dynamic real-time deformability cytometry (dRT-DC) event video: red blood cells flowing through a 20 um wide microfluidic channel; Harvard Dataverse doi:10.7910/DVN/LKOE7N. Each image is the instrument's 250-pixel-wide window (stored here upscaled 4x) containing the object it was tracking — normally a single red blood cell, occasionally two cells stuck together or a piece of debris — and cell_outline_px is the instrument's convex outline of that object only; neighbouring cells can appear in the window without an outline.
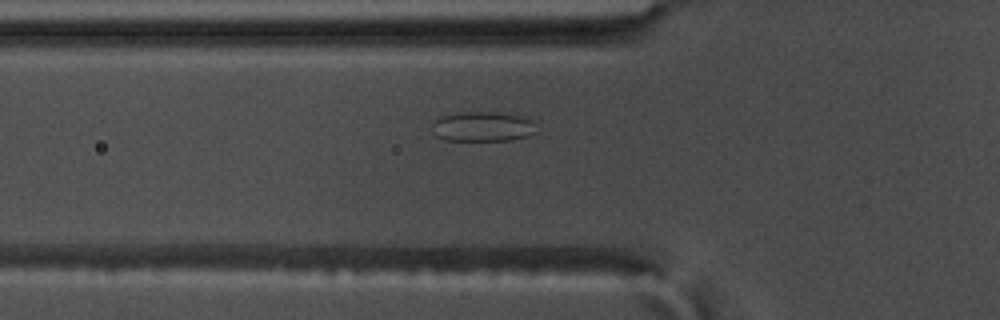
{"species": "common noctule bat (a hibernating species)", "species_latin": "Nyctalus noctula", "temperature_condition": "warm", "stored_images_in_passage": 41, "segment_of_instrument_passage": [1, 2], "camera_frame_rate_fps": 3000, "um_per_image_px": 0.085, "animal": {"sex": "male", "body_mass_g": 17.5, "forearm_length_mm": 52.3}, "frame": {"image": 1, "passage_image": 3, "time_ms": 0.667, "image_size_px": [1000, 320], "cell_outline_px": [[540, 132], [528, 136], [512, 140], [444, 140], [436, 136], [432, 124], [440, 116], [460, 112], [500, 112], [524, 116], [532, 120]], "centroid_in_image_um": [41.11, 10.75], "position_along_channel_um": 84.7, "area_um2": 18.44}}
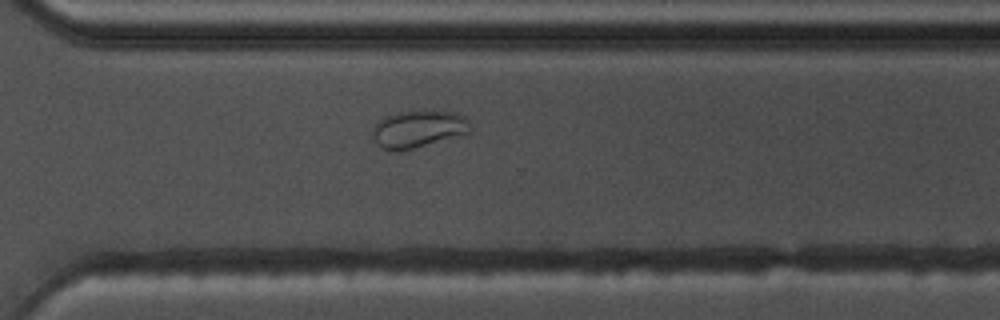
{"frame": {"image": 2, "passage_image": 24, "time_ms": 7.667, "image_size_px": [1000, 320], "cell_outline_px": [[472, 128], [468, 132], [412, 148], [384, 148], [376, 144], [372, 136], [372, 128], [384, 116], [396, 112], [456, 112], [464, 116], [468, 120]], "centroid_in_image_um": [35.53, 10.93], "position_along_channel_um": 335.1, "area_um2": 20.23}}
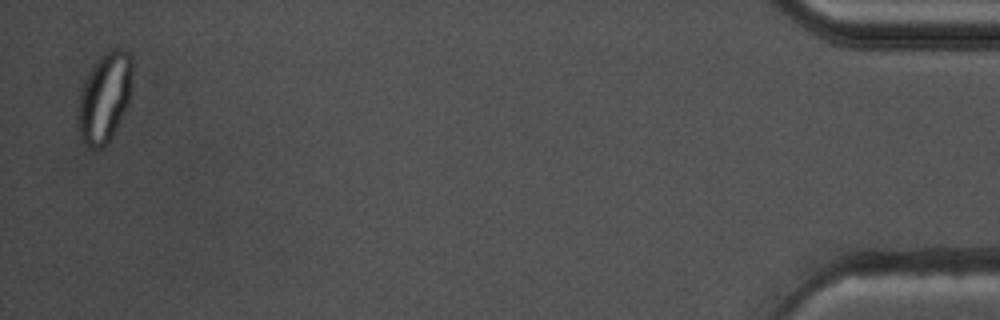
{"frame": {"image": 3, "passage_image": 39, "time_ms": 12.667, "image_size_px": [1000, 320], "cell_outline_px": [[132, 88], [128, 104], [124, 112], [104, 148], [88, 148], [80, 140], [76, 124], [76, 108], [80, 92], [92, 68], [100, 56], [104, 52], [116, 48], [124, 48], [132, 56]], "centroid_in_image_um": [8.87, 8.3], "position_along_channel_um": 426.3, "area_um2": 28.84}}